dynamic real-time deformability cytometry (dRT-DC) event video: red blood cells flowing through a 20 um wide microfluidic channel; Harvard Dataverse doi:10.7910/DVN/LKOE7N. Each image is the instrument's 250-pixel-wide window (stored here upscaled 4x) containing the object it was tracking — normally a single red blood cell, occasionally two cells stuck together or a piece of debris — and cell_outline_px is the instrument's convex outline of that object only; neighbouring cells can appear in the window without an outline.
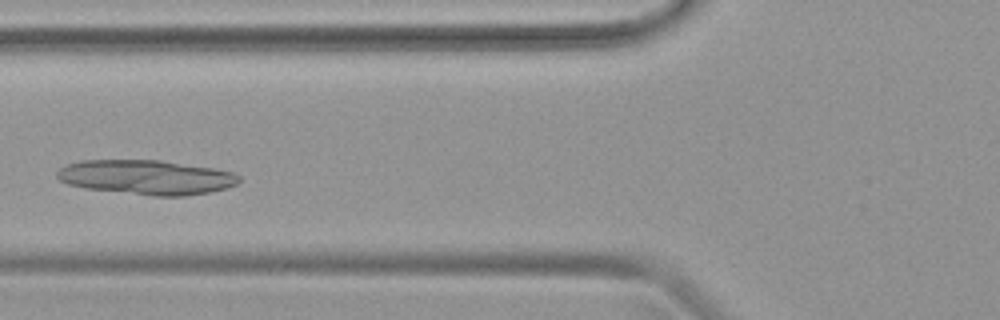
{"species": "common noctule bat (a hibernating species)", "species_latin": "Nyctalus noctula", "temperature_condition": "warm", "stored_images_in_passage": 43, "camera_frame_rate_fps": 3000, "um_per_image_px": 0.085, "animal": {"sex": "female", "body_mass_g": 19.9}, "frame": {"image": 1, "passage_image": 14, "time_ms": 4.333, "image_size_px": [1000, 320], "cell_outline_px": [[240, 180], [236, 184], [228, 188], [208, 192], [184, 196], [152, 196], [84, 188], [68, 184], [60, 180], [56, 176], [56, 172], [60, 168], [68, 164], [80, 160], [160, 160], [212, 168], [232, 172], [240, 176]], "centroid_in_image_um": [12.43, 15.07], "position_along_channel_um": 113.4, "area_um2": 36.65}}
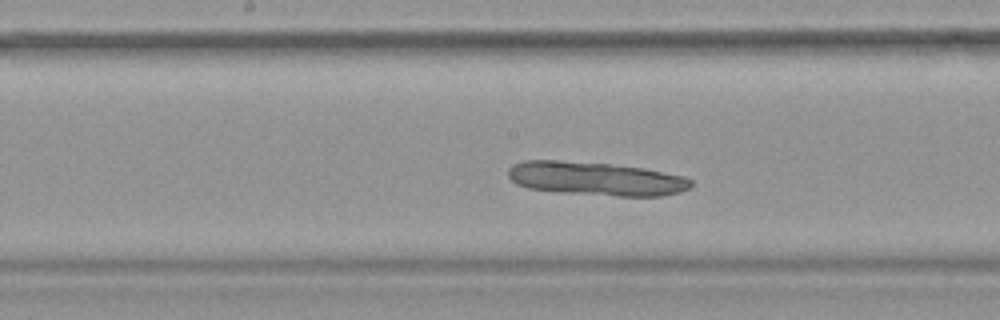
{"frame": {"image": 2, "passage_image": 20, "time_ms": 6.333, "image_size_px": [1000, 320], "cell_outline_px": [[692, 184], [688, 188], [680, 192], [664, 196], [616, 196], [560, 192], [528, 188], [516, 184], [508, 176], [508, 168], [512, 164], [524, 160], [560, 160], [608, 164], [644, 168], [684, 176], [692, 180]], "centroid_in_image_um": [50.63, 15.19], "position_along_channel_um": 197.6, "area_um2": 35.89}}
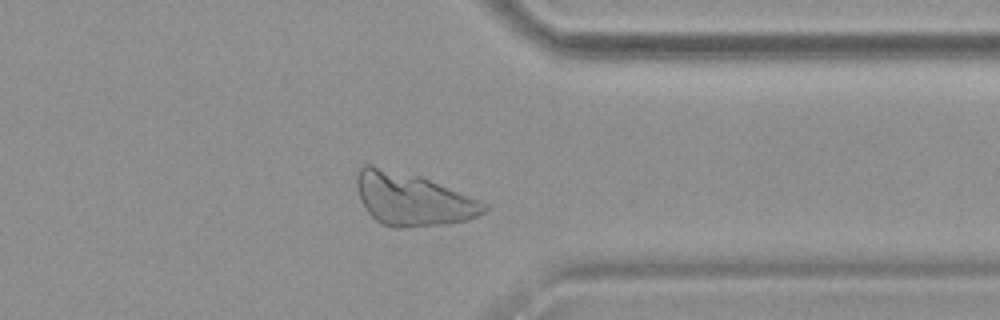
{"frame": {"image": 3, "passage_image": 33, "time_ms": 10.667, "image_size_px": [1000, 320], "cell_outline_px": [[488, 208], [484, 212], [468, 220], [448, 224], [404, 228], [392, 228], [380, 224], [364, 208], [360, 200], [356, 188], [356, 176], [360, 168], [364, 164], [372, 164], [420, 176], [480, 200], [488, 204]], "centroid_in_image_um": [35.03, 16.94], "position_along_channel_um": 376.4, "area_um2": 39.42}}